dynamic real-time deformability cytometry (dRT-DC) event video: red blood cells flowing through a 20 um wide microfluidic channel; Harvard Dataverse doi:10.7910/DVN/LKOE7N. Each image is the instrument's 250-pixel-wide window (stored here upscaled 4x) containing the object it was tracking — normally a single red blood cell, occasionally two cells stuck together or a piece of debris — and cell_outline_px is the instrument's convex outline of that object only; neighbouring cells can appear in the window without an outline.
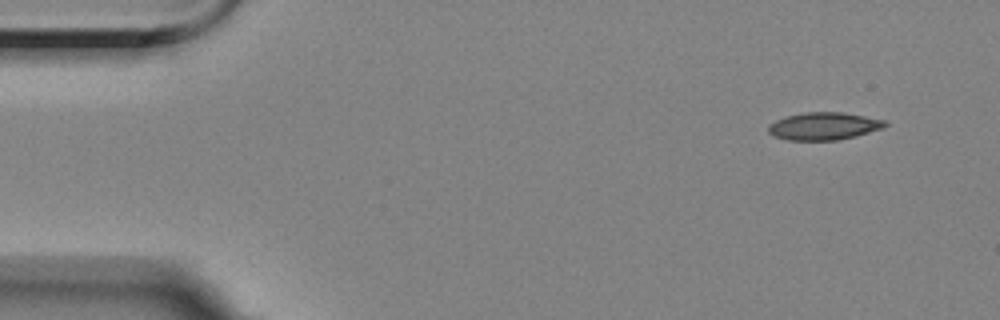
{"species": "Egyptian fruit bat (a non-hibernating species)", "species_latin": "Rousettus aegyptiacus", "temperature_condition": "room temperature", "stored_images_in_passage": 10, "camera_frame_rate_fps": 3000, "um_per_image_px": 0.085, "animal": {"sex": "female"}, "frame": {"image": 1, "passage_image": 1, "time_ms": 0.0, "image_size_px": [1000, 320], "cell_outline_px": [[888, 124], [884, 128], [856, 136], [836, 140], [788, 140], [772, 136], [768, 132], [768, 124], [784, 116], [804, 112], [844, 112], [888, 120]], "centroid_in_image_um": [70.04, 10.71], "position_along_channel_um": 15.0, "area_um2": 19.07}}
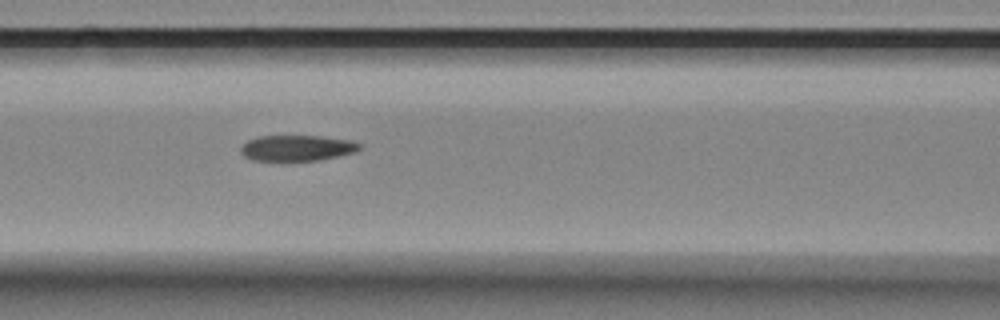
{"frame": {"image": 2, "passage_image": 6, "time_ms": 6.333, "image_size_px": [1000, 320], "cell_outline_px": [[364, 148], [356, 152], [320, 160], [252, 160], [244, 156], [240, 152], [240, 148], [248, 140], [256, 136], [324, 136], [352, 140], [364, 144]], "centroid_in_image_um": [25.33, 12.57], "position_along_channel_um": 141.3, "area_um2": 18.09}}
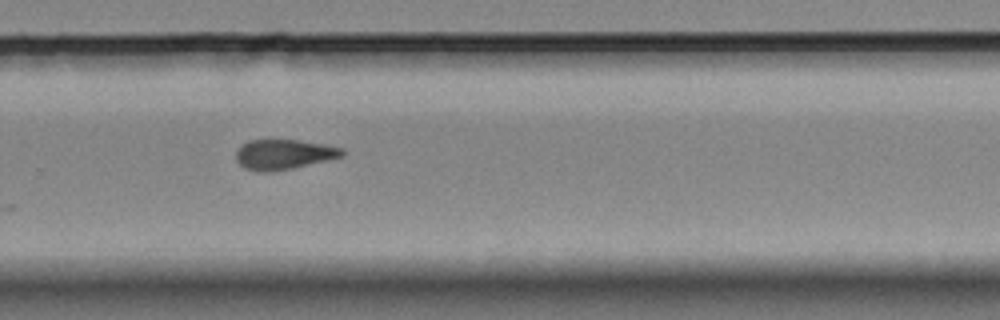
{"frame": {"image": 3, "passage_image": 10, "time_ms": 11.0, "image_size_px": [1000, 320], "cell_outline_px": [[344, 156], [292, 168], [268, 172], [260, 172], [244, 168], [236, 160], [236, 148], [240, 144], [248, 140], [296, 140], [324, 144], [344, 148]], "centroid_in_image_um": [24.08, 13.11], "position_along_channel_um": 305.7, "area_um2": 18.61}}